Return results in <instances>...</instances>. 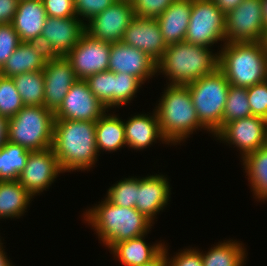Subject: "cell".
Wrapping results in <instances>:
<instances>
[{
  "label": "cell",
  "instance_id": "cell-46",
  "mask_svg": "<svg viewBox=\"0 0 267 266\" xmlns=\"http://www.w3.org/2000/svg\"><path fill=\"white\" fill-rule=\"evenodd\" d=\"M142 266H167L165 248L154 259Z\"/></svg>",
  "mask_w": 267,
  "mask_h": 266
},
{
  "label": "cell",
  "instance_id": "cell-29",
  "mask_svg": "<svg viewBox=\"0 0 267 266\" xmlns=\"http://www.w3.org/2000/svg\"><path fill=\"white\" fill-rule=\"evenodd\" d=\"M31 151L9 141L0 148V181L17 180Z\"/></svg>",
  "mask_w": 267,
  "mask_h": 266
},
{
  "label": "cell",
  "instance_id": "cell-33",
  "mask_svg": "<svg viewBox=\"0 0 267 266\" xmlns=\"http://www.w3.org/2000/svg\"><path fill=\"white\" fill-rule=\"evenodd\" d=\"M142 85L138 78L130 74L114 73V110L131 104Z\"/></svg>",
  "mask_w": 267,
  "mask_h": 266
},
{
  "label": "cell",
  "instance_id": "cell-38",
  "mask_svg": "<svg viewBox=\"0 0 267 266\" xmlns=\"http://www.w3.org/2000/svg\"><path fill=\"white\" fill-rule=\"evenodd\" d=\"M246 89L252 115L267 120V80Z\"/></svg>",
  "mask_w": 267,
  "mask_h": 266
},
{
  "label": "cell",
  "instance_id": "cell-19",
  "mask_svg": "<svg viewBox=\"0 0 267 266\" xmlns=\"http://www.w3.org/2000/svg\"><path fill=\"white\" fill-rule=\"evenodd\" d=\"M151 112L134 113L127 120L123 119L127 148L140 152L157 142L170 145L162 135L155 109Z\"/></svg>",
  "mask_w": 267,
  "mask_h": 266
},
{
  "label": "cell",
  "instance_id": "cell-23",
  "mask_svg": "<svg viewBox=\"0 0 267 266\" xmlns=\"http://www.w3.org/2000/svg\"><path fill=\"white\" fill-rule=\"evenodd\" d=\"M47 14L42 0H19L12 25L21 42L41 35Z\"/></svg>",
  "mask_w": 267,
  "mask_h": 266
},
{
  "label": "cell",
  "instance_id": "cell-24",
  "mask_svg": "<svg viewBox=\"0 0 267 266\" xmlns=\"http://www.w3.org/2000/svg\"><path fill=\"white\" fill-rule=\"evenodd\" d=\"M115 112L116 110H107L96 121V145L99 155L104 151L113 153L127 147L123 119Z\"/></svg>",
  "mask_w": 267,
  "mask_h": 266
},
{
  "label": "cell",
  "instance_id": "cell-39",
  "mask_svg": "<svg viewBox=\"0 0 267 266\" xmlns=\"http://www.w3.org/2000/svg\"><path fill=\"white\" fill-rule=\"evenodd\" d=\"M175 0H132L136 17L157 19Z\"/></svg>",
  "mask_w": 267,
  "mask_h": 266
},
{
  "label": "cell",
  "instance_id": "cell-31",
  "mask_svg": "<svg viewBox=\"0 0 267 266\" xmlns=\"http://www.w3.org/2000/svg\"><path fill=\"white\" fill-rule=\"evenodd\" d=\"M251 115L247 89L230 84L222 116V127L233 120L242 119Z\"/></svg>",
  "mask_w": 267,
  "mask_h": 266
},
{
  "label": "cell",
  "instance_id": "cell-45",
  "mask_svg": "<svg viewBox=\"0 0 267 266\" xmlns=\"http://www.w3.org/2000/svg\"><path fill=\"white\" fill-rule=\"evenodd\" d=\"M8 118L0 115V148L8 141Z\"/></svg>",
  "mask_w": 267,
  "mask_h": 266
},
{
  "label": "cell",
  "instance_id": "cell-28",
  "mask_svg": "<svg viewBox=\"0 0 267 266\" xmlns=\"http://www.w3.org/2000/svg\"><path fill=\"white\" fill-rule=\"evenodd\" d=\"M45 63L27 42H21L0 69V74L13 78L26 72L43 71Z\"/></svg>",
  "mask_w": 267,
  "mask_h": 266
},
{
  "label": "cell",
  "instance_id": "cell-13",
  "mask_svg": "<svg viewBox=\"0 0 267 266\" xmlns=\"http://www.w3.org/2000/svg\"><path fill=\"white\" fill-rule=\"evenodd\" d=\"M111 43L92 38L85 33L75 47L65 56L70 62L76 77L86 80L88 77L109 67Z\"/></svg>",
  "mask_w": 267,
  "mask_h": 266
},
{
  "label": "cell",
  "instance_id": "cell-22",
  "mask_svg": "<svg viewBox=\"0 0 267 266\" xmlns=\"http://www.w3.org/2000/svg\"><path fill=\"white\" fill-rule=\"evenodd\" d=\"M192 11V0H175L158 18L164 42L168 45L185 41Z\"/></svg>",
  "mask_w": 267,
  "mask_h": 266
},
{
  "label": "cell",
  "instance_id": "cell-1",
  "mask_svg": "<svg viewBox=\"0 0 267 266\" xmlns=\"http://www.w3.org/2000/svg\"><path fill=\"white\" fill-rule=\"evenodd\" d=\"M83 221L94 230L100 243L108 250L116 243L149 233L154 226L135 208L114 205L105 197L92 207L85 208Z\"/></svg>",
  "mask_w": 267,
  "mask_h": 266
},
{
  "label": "cell",
  "instance_id": "cell-44",
  "mask_svg": "<svg viewBox=\"0 0 267 266\" xmlns=\"http://www.w3.org/2000/svg\"><path fill=\"white\" fill-rule=\"evenodd\" d=\"M226 15L237 7L243 0H212Z\"/></svg>",
  "mask_w": 267,
  "mask_h": 266
},
{
  "label": "cell",
  "instance_id": "cell-18",
  "mask_svg": "<svg viewBox=\"0 0 267 266\" xmlns=\"http://www.w3.org/2000/svg\"><path fill=\"white\" fill-rule=\"evenodd\" d=\"M122 42L143 51L156 62L167 49L157 19L151 18L135 17L124 32Z\"/></svg>",
  "mask_w": 267,
  "mask_h": 266
},
{
  "label": "cell",
  "instance_id": "cell-2",
  "mask_svg": "<svg viewBox=\"0 0 267 266\" xmlns=\"http://www.w3.org/2000/svg\"><path fill=\"white\" fill-rule=\"evenodd\" d=\"M52 148L63 173L89 172L100 156L96 145V122L54 120Z\"/></svg>",
  "mask_w": 267,
  "mask_h": 266
},
{
  "label": "cell",
  "instance_id": "cell-7",
  "mask_svg": "<svg viewBox=\"0 0 267 266\" xmlns=\"http://www.w3.org/2000/svg\"><path fill=\"white\" fill-rule=\"evenodd\" d=\"M54 113L45 106L25 105L8 120V141L29 151L53 145Z\"/></svg>",
  "mask_w": 267,
  "mask_h": 266
},
{
  "label": "cell",
  "instance_id": "cell-5",
  "mask_svg": "<svg viewBox=\"0 0 267 266\" xmlns=\"http://www.w3.org/2000/svg\"><path fill=\"white\" fill-rule=\"evenodd\" d=\"M218 68L231 85L248 88L267 80V51L262 42L225 43Z\"/></svg>",
  "mask_w": 267,
  "mask_h": 266
},
{
  "label": "cell",
  "instance_id": "cell-15",
  "mask_svg": "<svg viewBox=\"0 0 267 266\" xmlns=\"http://www.w3.org/2000/svg\"><path fill=\"white\" fill-rule=\"evenodd\" d=\"M108 70L130 74L145 85L157 76V62L143 51L119 41L111 44Z\"/></svg>",
  "mask_w": 267,
  "mask_h": 266
},
{
  "label": "cell",
  "instance_id": "cell-20",
  "mask_svg": "<svg viewBox=\"0 0 267 266\" xmlns=\"http://www.w3.org/2000/svg\"><path fill=\"white\" fill-rule=\"evenodd\" d=\"M86 33V24L75 17H47L41 35L50 41L56 53L66 56Z\"/></svg>",
  "mask_w": 267,
  "mask_h": 266
},
{
  "label": "cell",
  "instance_id": "cell-36",
  "mask_svg": "<svg viewBox=\"0 0 267 266\" xmlns=\"http://www.w3.org/2000/svg\"><path fill=\"white\" fill-rule=\"evenodd\" d=\"M21 43L11 23L0 24V69Z\"/></svg>",
  "mask_w": 267,
  "mask_h": 266
},
{
  "label": "cell",
  "instance_id": "cell-34",
  "mask_svg": "<svg viewBox=\"0 0 267 266\" xmlns=\"http://www.w3.org/2000/svg\"><path fill=\"white\" fill-rule=\"evenodd\" d=\"M91 92L108 109L114 108V72L103 71L85 80Z\"/></svg>",
  "mask_w": 267,
  "mask_h": 266
},
{
  "label": "cell",
  "instance_id": "cell-47",
  "mask_svg": "<svg viewBox=\"0 0 267 266\" xmlns=\"http://www.w3.org/2000/svg\"><path fill=\"white\" fill-rule=\"evenodd\" d=\"M3 243V241H0V266H15L12 263V260H10L7 255V252L5 251L4 247L5 245Z\"/></svg>",
  "mask_w": 267,
  "mask_h": 266
},
{
  "label": "cell",
  "instance_id": "cell-21",
  "mask_svg": "<svg viewBox=\"0 0 267 266\" xmlns=\"http://www.w3.org/2000/svg\"><path fill=\"white\" fill-rule=\"evenodd\" d=\"M148 234L116 243L109 253L123 266H142L154 259L165 245L161 239L153 244L146 242Z\"/></svg>",
  "mask_w": 267,
  "mask_h": 266
},
{
  "label": "cell",
  "instance_id": "cell-27",
  "mask_svg": "<svg viewBox=\"0 0 267 266\" xmlns=\"http://www.w3.org/2000/svg\"><path fill=\"white\" fill-rule=\"evenodd\" d=\"M199 250L203 266H245L247 262L248 252L245 244L237 239L219 240L207 251Z\"/></svg>",
  "mask_w": 267,
  "mask_h": 266
},
{
  "label": "cell",
  "instance_id": "cell-12",
  "mask_svg": "<svg viewBox=\"0 0 267 266\" xmlns=\"http://www.w3.org/2000/svg\"><path fill=\"white\" fill-rule=\"evenodd\" d=\"M60 174L64 173L51 147L30 152L26 166L17 180L35 199V196L46 192Z\"/></svg>",
  "mask_w": 267,
  "mask_h": 266
},
{
  "label": "cell",
  "instance_id": "cell-48",
  "mask_svg": "<svg viewBox=\"0 0 267 266\" xmlns=\"http://www.w3.org/2000/svg\"><path fill=\"white\" fill-rule=\"evenodd\" d=\"M264 25L267 26V0H261Z\"/></svg>",
  "mask_w": 267,
  "mask_h": 266
},
{
  "label": "cell",
  "instance_id": "cell-26",
  "mask_svg": "<svg viewBox=\"0 0 267 266\" xmlns=\"http://www.w3.org/2000/svg\"><path fill=\"white\" fill-rule=\"evenodd\" d=\"M33 198L18 180L0 181V219L22 218Z\"/></svg>",
  "mask_w": 267,
  "mask_h": 266
},
{
  "label": "cell",
  "instance_id": "cell-4",
  "mask_svg": "<svg viewBox=\"0 0 267 266\" xmlns=\"http://www.w3.org/2000/svg\"><path fill=\"white\" fill-rule=\"evenodd\" d=\"M163 90L154 109L162 135L171 146L183 145L196 131L207 132L199 121L187 86L167 84Z\"/></svg>",
  "mask_w": 267,
  "mask_h": 266
},
{
  "label": "cell",
  "instance_id": "cell-40",
  "mask_svg": "<svg viewBox=\"0 0 267 266\" xmlns=\"http://www.w3.org/2000/svg\"><path fill=\"white\" fill-rule=\"evenodd\" d=\"M116 0H74L75 14L85 24L111 6Z\"/></svg>",
  "mask_w": 267,
  "mask_h": 266
},
{
  "label": "cell",
  "instance_id": "cell-35",
  "mask_svg": "<svg viewBox=\"0 0 267 266\" xmlns=\"http://www.w3.org/2000/svg\"><path fill=\"white\" fill-rule=\"evenodd\" d=\"M24 106L13 79L0 74V115L9 119Z\"/></svg>",
  "mask_w": 267,
  "mask_h": 266
},
{
  "label": "cell",
  "instance_id": "cell-41",
  "mask_svg": "<svg viewBox=\"0 0 267 266\" xmlns=\"http://www.w3.org/2000/svg\"><path fill=\"white\" fill-rule=\"evenodd\" d=\"M47 17H75L74 0H42Z\"/></svg>",
  "mask_w": 267,
  "mask_h": 266
},
{
  "label": "cell",
  "instance_id": "cell-32",
  "mask_svg": "<svg viewBox=\"0 0 267 266\" xmlns=\"http://www.w3.org/2000/svg\"><path fill=\"white\" fill-rule=\"evenodd\" d=\"M105 197L114 205L135 208L137 202V176L122 178L111 185Z\"/></svg>",
  "mask_w": 267,
  "mask_h": 266
},
{
  "label": "cell",
  "instance_id": "cell-9",
  "mask_svg": "<svg viewBox=\"0 0 267 266\" xmlns=\"http://www.w3.org/2000/svg\"><path fill=\"white\" fill-rule=\"evenodd\" d=\"M213 138L239 150L242 159L267 145V120L253 115L233 120L225 124Z\"/></svg>",
  "mask_w": 267,
  "mask_h": 266
},
{
  "label": "cell",
  "instance_id": "cell-11",
  "mask_svg": "<svg viewBox=\"0 0 267 266\" xmlns=\"http://www.w3.org/2000/svg\"><path fill=\"white\" fill-rule=\"evenodd\" d=\"M131 1L116 0L111 6L86 22V33L107 43L122 41L124 32L135 18Z\"/></svg>",
  "mask_w": 267,
  "mask_h": 266
},
{
  "label": "cell",
  "instance_id": "cell-8",
  "mask_svg": "<svg viewBox=\"0 0 267 266\" xmlns=\"http://www.w3.org/2000/svg\"><path fill=\"white\" fill-rule=\"evenodd\" d=\"M226 15L212 0H192L185 42L207 48L226 43ZM221 42V43H218Z\"/></svg>",
  "mask_w": 267,
  "mask_h": 266
},
{
  "label": "cell",
  "instance_id": "cell-14",
  "mask_svg": "<svg viewBox=\"0 0 267 266\" xmlns=\"http://www.w3.org/2000/svg\"><path fill=\"white\" fill-rule=\"evenodd\" d=\"M108 109L95 97L85 80H77L54 113L55 120L97 121Z\"/></svg>",
  "mask_w": 267,
  "mask_h": 266
},
{
  "label": "cell",
  "instance_id": "cell-6",
  "mask_svg": "<svg viewBox=\"0 0 267 266\" xmlns=\"http://www.w3.org/2000/svg\"><path fill=\"white\" fill-rule=\"evenodd\" d=\"M201 125L211 138L222 128V116L230 83L217 68L213 73L186 85Z\"/></svg>",
  "mask_w": 267,
  "mask_h": 266
},
{
  "label": "cell",
  "instance_id": "cell-25",
  "mask_svg": "<svg viewBox=\"0 0 267 266\" xmlns=\"http://www.w3.org/2000/svg\"><path fill=\"white\" fill-rule=\"evenodd\" d=\"M242 160V161H241ZM245 178L252 192L253 199L257 202L267 201V145L256 151L248 153L240 159Z\"/></svg>",
  "mask_w": 267,
  "mask_h": 266
},
{
  "label": "cell",
  "instance_id": "cell-42",
  "mask_svg": "<svg viewBox=\"0 0 267 266\" xmlns=\"http://www.w3.org/2000/svg\"><path fill=\"white\" fill-rule=\"evenodd\" d=\"M27 43L46 62L60 57L52 47L50 41L42 35L28 40Z\"/></svg>",
  "mask_w": 267,
  "mask_h": 266
},
{
  "label": "cell",
  "instance_id": "cell-16",
  "mask_svg": "<svg viewBox=\"0 0 267 266\" xmlns=\"http://www.w3.org/2000/svg\"><path fill=\"white\" fill-rule=\"evenodd\" d=\"M167 174H147L137 177V202L135 209L154 224L157 215L163 212L171 201V186ZM166 207V208H165ZM161 211V212H160Z\"/></svg>",
  "mask_w": 267,
  "mask_h": 266
},
{
  "label": "cell",
  "instance_id": "cell-30",
  "mask_svg": "<svg viewBox=\"0 0 267 266\" xmlns=\"http://www.w3.org/2000/svg\"><path fill=\"white\" fill-rule=\"evenodd\" d=\"M24 105L44 106V75L42 71L26 72L13 78Z\"/></svg>",
  "mask_w": 267,
  "mask_h": 266
},
{
  "label": "cell",
  "instance_id": "cell-10",
  "mask_svg": "<svg viewBox=\"0 0 267 266\" xmlns=\"http://www.w3.org/2000/svg\"><path fill=\"white\" fill-rule=\"evenodd\" d=\"M264 31L261 0H243L226 14V43L259 42Z\"/></svg>",
  "mask_w": 267,
  "mask_h": 266
},
{
  "label": "cell",
  "instance_id": "cell-3",
  "mask_svg": "<svg viewBox=\"0 0 267 266\" xmlns=\"http://www.w3.org/2000/svg\"><path fill=\"white\" fill-rule=\"evenodd\" d=\"M215 50L185 41L170 44L157 62V76L164 75L165 85L191 84L218 68L219 52Z\"/></svg>",
  "mask_w": 267,
  "mask_h": 266
},
{
  "label": "cell",
  "instance_id": "cell-37",
  "mask_svg": "<svg viewBox=\"0 0 267 266\" xmlns=\"http://www.w3.org/2000/svg\"><path fill=\"white\" fill-rule=\"evenodd\" d=\"M167 245H164L167 266H203L201 251L198 246L180 249L178 252L176 251L175 255L173 253L172 256L168 252L169 248Z\"/></svg>",
  "mask_w": 267,
  "mask_h": 266
},
{
  "label": "cell",
  "instance_id": "cell-17",
  "mask_svg": "<svg viewBox=\"0 0 267 266\" xmlns=\"http://www.w3.org/2000/svg\"><path fill=\"white\" fill-rule=\"evenodd\" d=\"M42 72L45 84L44 106L55 113L78 78L65 56L46 62Z\"/></svg>",
  "mask_w": 267,
  "mask_h": 266
},
{
  "label": "cell",
  "instance_id": "cell-43",
  "mask_svg": "<svg viewBox=\"0 0 267 266\" xmlns=\"http://www.w3.org/2000/svg\"><path fill=\"white\" fill-rule=\"evenodd\" d=\"M19 0H0V24L12 23Z\"/></svg>",
  "mask_w": 267,
  "mask_h": 266
},
{
  "label": "cell",
  "instance_id": "cell-49",
  "mask_svg": "<svg viewBox=\"0 0 267 266\" xmlns=\"http://www.w3.org/2000/svg\"><path fill=\"white\" fill-rule=\"evenodd\" d=\"M264 49L267 51V26H265L264 36L261 40Z\"/></svg>",
  "mask_w": 267,
  "mask_h": 266
}]
</instances>
